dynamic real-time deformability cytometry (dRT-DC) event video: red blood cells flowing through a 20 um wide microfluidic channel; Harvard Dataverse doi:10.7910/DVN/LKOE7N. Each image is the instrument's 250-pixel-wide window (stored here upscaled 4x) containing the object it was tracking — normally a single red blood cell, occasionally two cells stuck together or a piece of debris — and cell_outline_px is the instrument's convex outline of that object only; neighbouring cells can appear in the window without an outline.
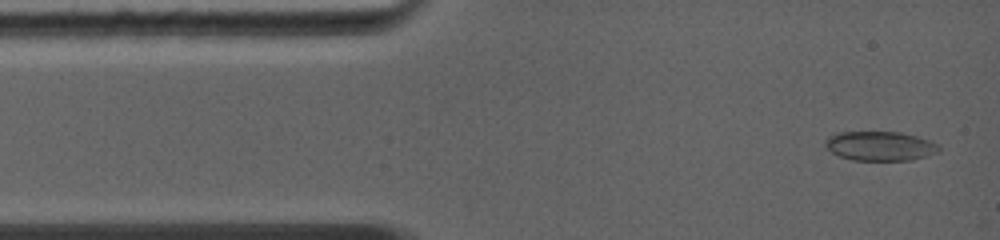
{"species": "common noctule bat (a hibernating species)", "species_latin": "Nyctalus noctula", "temperature_condition": "warm", "stored_images_in_passage": 10, "camera_frame_rate_fps": 5000, "um_per_image_px": 0.085, "animal": {"sex": "female", "body_mass_g": 19.0, "forearm_length_mm": 56.7}, "frame": {"image": 1, "passage_image": 1, "time_ms": 0.0, "image_size_px": [1000, 240], "cell_outline_px": [[940, 152], [928, 156], [912, 160], [852, 160], [840, 156], [824, 148], [824, 140], [828, 136], [836, 132], [900, 132], [932, 140], [940, 148]], "centroid_in_image_um": [74.79, 12.41], "position_along_channel_um": 10.2, "area_um2": 19.71}}
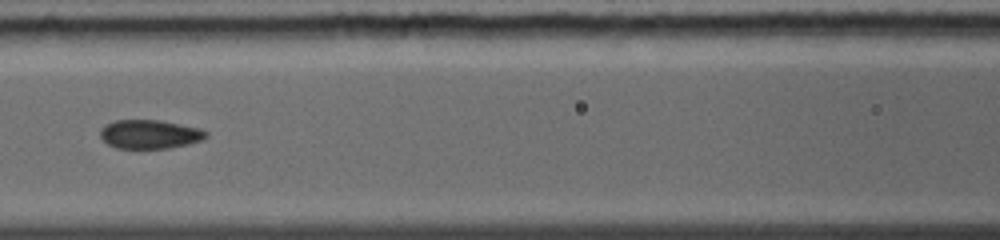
{"frame": {"image": 2, "passage_image": 6, "time_ms": 4.6, "image_size_px": [1000, 240], "cell_outline_px": [[208, 136], [204, 140], [188, 144], [168, 148], [116, 148], [108, 144], [100, 136], [100, 128], [116, 120], [160, 120], [200, 128], [208, 132]], "centroid_in_image_um": [12.76, 11.41], "position_along_channel_um": 153.8, "area_um2": 17.8}}
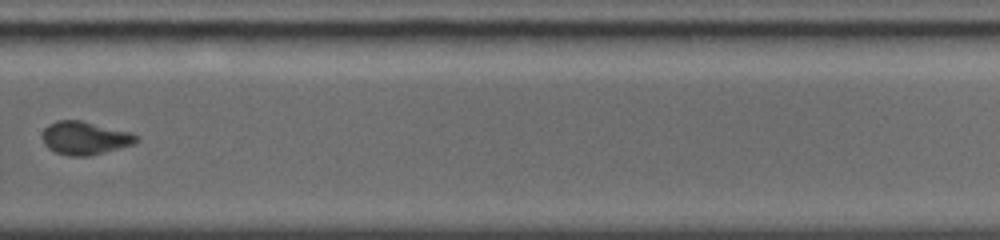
{"frame": {"image": 3, "passage_image": 10, "time_ms": 8.4, "image_size_px": [1000, 240], "cell_outline_px": [[140, 140], [136, 144], [92, 156], [68, 156], [56, 152], [48, 148], [44, 144], [44, 128], [48, 124], [56, 120], [80, 120], [132, 132], [140, 136]], "centroid_in_image_um": [7.29, 11.74], "position_along_channel_um": 322.5, "area_um2": 18.5}}